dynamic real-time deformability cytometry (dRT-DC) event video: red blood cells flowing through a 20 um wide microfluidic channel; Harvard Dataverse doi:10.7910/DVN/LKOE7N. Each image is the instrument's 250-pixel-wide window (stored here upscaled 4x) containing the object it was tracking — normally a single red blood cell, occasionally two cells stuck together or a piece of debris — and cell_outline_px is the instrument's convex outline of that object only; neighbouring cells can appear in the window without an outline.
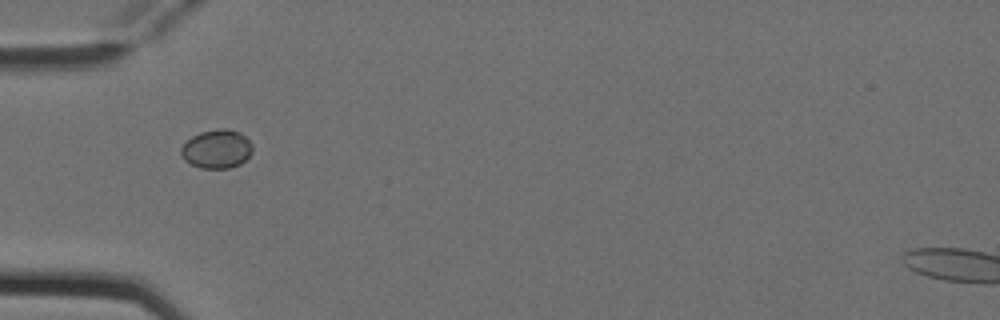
{"species": "Egyptian fruit bat (a non-hibernating species)", "species_latin": "Rousettus aegyptiacus", "temperature_condition": "cold", "stored_images_in_passage": 4, "camera_frame_rate_fps": 3000, "um_per_image_px": 0.085, "animal": {"sex": "female"}, "frame": {"image": 1, "passage_image": 2, "time_ms": 0.333, "image_size_px": [1000, 320], "cell_outline_px": [[252, 152], [240, 164], [228, 168], [200, 168], [184, 160], [180, 152], [180, 148], [192, 136], [200, 132], [216, 128], [228, 128], [240, 132], [252, 144]], "centroid_in_image_um": [18.41, 12.65], "position_along_channel_um": 66.6, "area_um2": 16.13}}
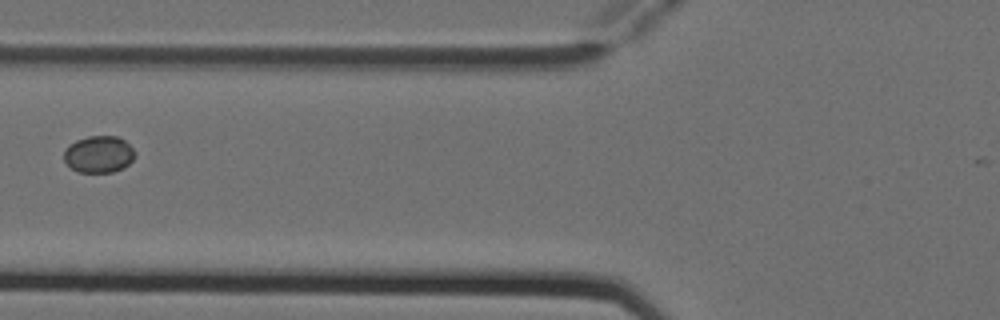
{"frame": {"image": 2, "passage_image": 3, "time_ms": 0.667, "image_size_px": [1000, 320], "cell_outline_px": [[136, 156], [124, 168], [112, 172], [76, 172], [64, 160], [64, 152], [68, 144], [76, 140], [88, 136], [116, 136], [124, 140], [136, 152]], "centroid_in_image_um": [8.4, 13.11], "position_along_channel_um": 117.4, "area_um2": 15.32}}
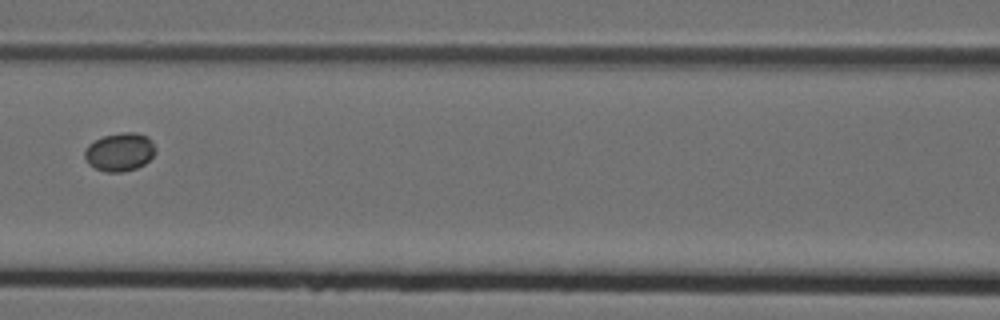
{"frame": {"image": 3, "passage_image": 4, "time_ms": 1.0, "image_size_px": [1000, 320], "cell_outline_px": [[156, 152], [144, 164], [136, 168], [124, 172], [104, 172], [88, 164], [84, 156], [84, 148], [88, 144], [104, 136], [124, 132], [136, 132], [148, 136], [152, 140], [156, 148]], "centroid_in_image_um": [10.18, 12.91], "position_along_channel_um": 156.4, "area_um2": 15.95}}